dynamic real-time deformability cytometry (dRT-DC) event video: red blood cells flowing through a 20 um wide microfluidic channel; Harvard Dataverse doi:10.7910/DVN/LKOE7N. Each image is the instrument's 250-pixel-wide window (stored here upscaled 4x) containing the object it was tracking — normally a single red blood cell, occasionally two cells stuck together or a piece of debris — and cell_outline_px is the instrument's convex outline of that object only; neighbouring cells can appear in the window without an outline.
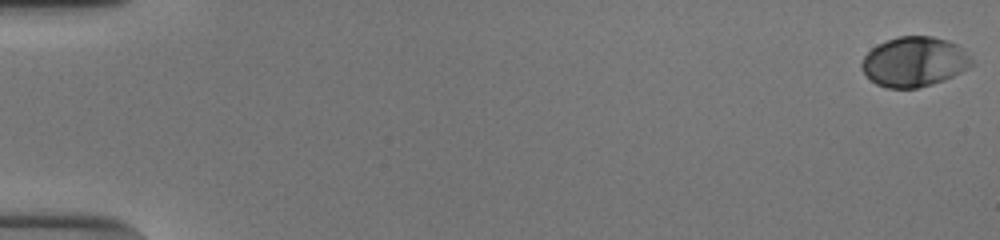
{"species": "human", "species_latin": "Homo sapiens", "temperature_condition": "cold", "stored_images_in_passage": 54, "camera_frame_rate_fps": 3000, "um_per_image_px": 0.085, "donor": {"sex": "male"}, "frame": {"image": 1, "passage_image": 1, "time_ms": 0.0, "image_size_px": [1000, 240], "cell_outline_px": [[976, 64], [944, 80], [932, 84], [916, 88], [888, 88], [876, 84], [860, 68], [860, 64], [864, 56], [872, 48], [888, 40], [900, 36], [932, 36], [948, 40], [956, 44]], "centroid_in_image_um": [77.71, 5.25], "position_along_channel_um": 7.3, "area_um2": 31.67}}
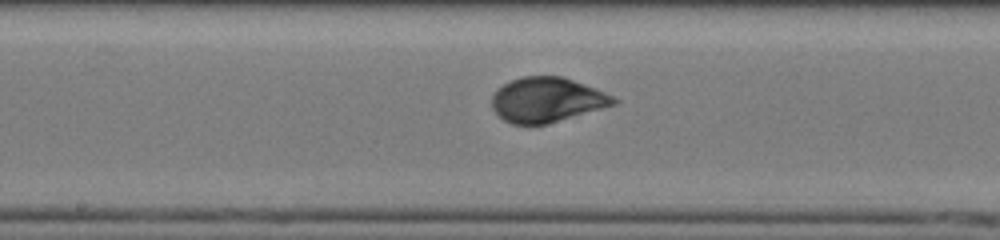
{"frame": {"image": 2, "passage_image": 30, "time_ms": 9.667, "image_size_px": [1000, 240], "cell_outline_px": [[620, 100], [616, 104], [544, 124], [512, 124], [504, 120], [492, 108], [492, 96], [504, 84], [512, 80], [524, 76], [564, 76], [604, 92]], "centroid_in_image_um": [46.48, 8.47], "position_along_channel_um": 201.7, "area_um2": 31.21}}
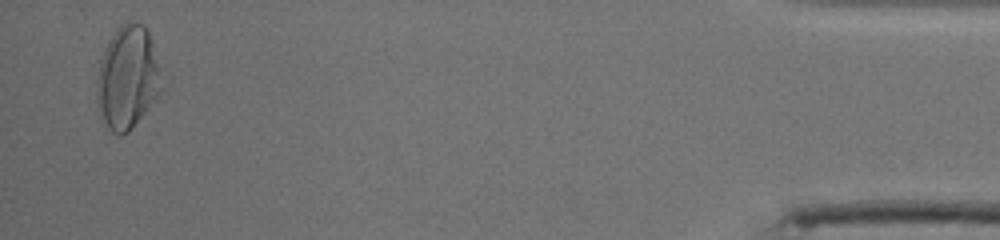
{"frame": {"image": 3, "passage_image": 53, "time_ms": 17.333, "image_size_px": [1000, 240], "cell_outline_px": [[164, 88], [128, 132], [120, 136], [112, 132], [108, 128], [100, 116], [96, 100], [96, 80], [100, 60], [104, 48], [108, 40], [116, 28], [120, 24], [128, 20], [132, 20], [144, 24], [148, 32]], "centroid_in_image_um": [10.8, 6.58], "position_along_channel_um": 424.4, "area_um2": 38.96}, "authors_computed_cell_mechanics": {"area_um2": 31.7322, "velocity_mm_per_s": 3.8874, "shape_relaxation_time_tau1_ms": 3.745, "shape_relaxation_time_tau2_ms": null, "deformation_change_tau1": 0.151, "deformation_change_tau2": null}}